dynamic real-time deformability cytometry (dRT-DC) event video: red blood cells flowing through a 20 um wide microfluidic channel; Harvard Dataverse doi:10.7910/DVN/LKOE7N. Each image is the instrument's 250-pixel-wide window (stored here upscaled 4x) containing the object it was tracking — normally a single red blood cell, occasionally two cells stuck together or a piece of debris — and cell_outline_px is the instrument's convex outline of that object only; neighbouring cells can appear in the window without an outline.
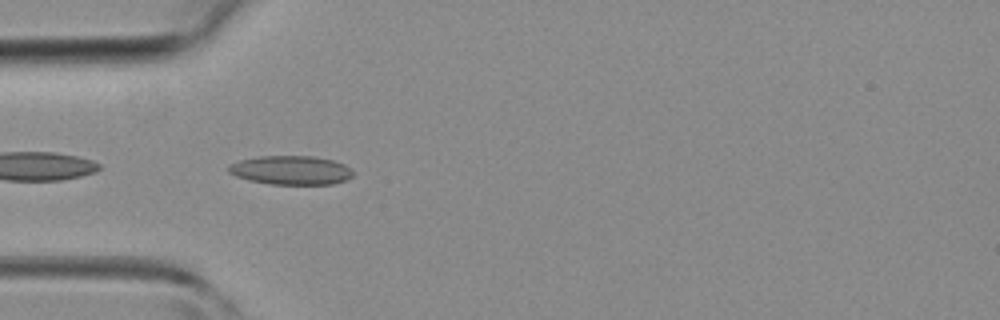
{"species": "common noctule bat (a hibernating species)", "species_latin": "Nyctalus noctula", "temperature_condition": "room temperature", "stored_images_in_passage": 37, "camera_frame_rate_fps": 3000, "um_per_image_px": 0.085, "animal": {"sex": "female", "body_mass_g": 19.3, "forearm_length_mm": 54.1}, "frame": {"image": 1, "passage_image": 11, "time_ms": 3.333, "image_size_px": [1000, 320], "cell_outline_px": [[352, 176], [344, 180], [332, 184], [272, 184], [248, 180], [236, 176], [228, 172], [228, 164], [240, 160], [256, 156], [312, 156], [332, 160], [344, 164], [352, 172]], "centroid_in_image_um": [24.67, 14.46], "position_along_channel_um": 60.3, "area_um2": 20.87}}
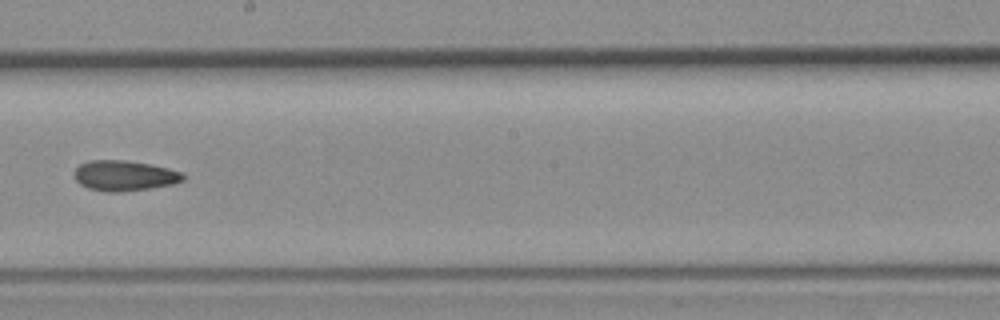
{"frame": {"image": 2, "passage_image": 22, "time_ms": 7.0, "image_size_px": [1000, 320], "cell_outline_px": [[184, 180], [172, 184], [152, 188], [120, 192], [104, 192], [88, 188], [80, 184], [76, 180], [76, 168], [80, 164], [92, 160], [124, 160], [148, 164], [168, 168], [180, 172], [184, 176]], "centroid_in_image_um": [10.57, 14.94], "position_along_channel_um": 237.6, "area_um2": 19.07}}
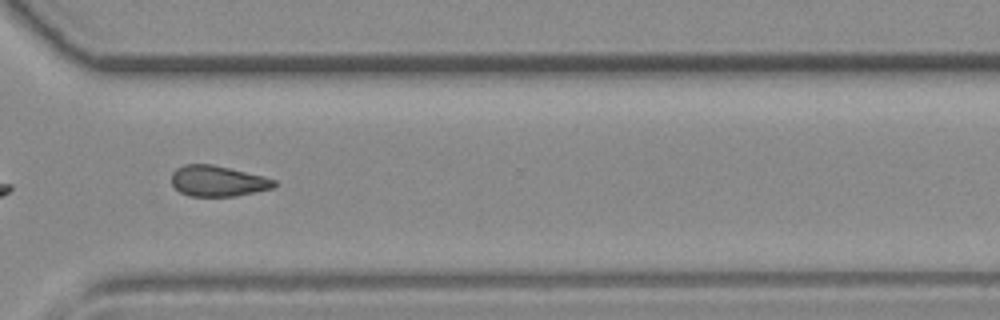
{"frame": {"image": 3, "passage_image": 29, "time_ms": 9.333, "image_size_px": [1000, 320], "cell_outline_px": [[276, 184], [272, 188], [236, 196], [188, 196], [180, 192], [172, 184], [172, 172], [176, 168], [184, 164], [212, 164], [264, 176], [276, 180]], "centroid_in_image_um": [18.49, 15.38], "position_along_channel_um": 352.1, "area_um2": 18.38}}